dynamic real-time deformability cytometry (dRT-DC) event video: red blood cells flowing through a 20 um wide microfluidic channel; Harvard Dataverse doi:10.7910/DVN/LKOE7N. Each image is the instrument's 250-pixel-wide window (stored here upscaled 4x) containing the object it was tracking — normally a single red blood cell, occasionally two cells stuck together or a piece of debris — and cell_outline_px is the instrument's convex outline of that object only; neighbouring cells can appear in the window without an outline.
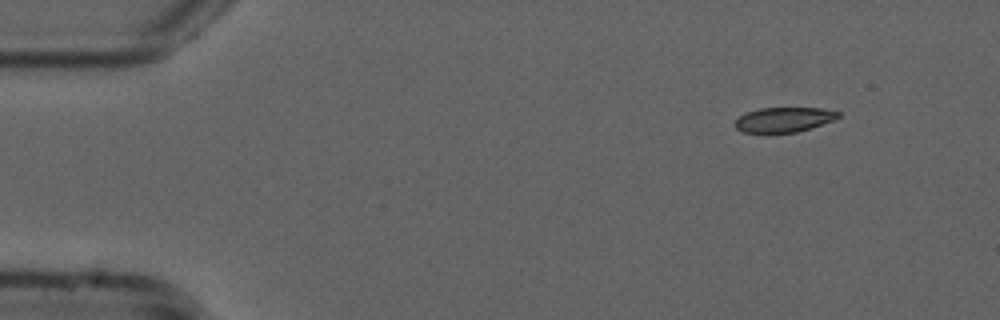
{"species": "common noctule bat (a hibernating species)", "species_latin": "Nyctalus noctula", "temperature_condition": "cold", "stored_images_in_passage": 49, "camera_frame_rate_fps": 3000, "um_per_image_px": 0.085, "animal": {"sex": "male", "forearm_length_mm": 52.5}, "frame": {"image": 1, "passage_image": 1, "time_ms": 0.0, "image_size_px": [1000, 320], "cell_outline_px": [[840, 116], [832, 120], [796, 132], [744, 132], [736, 128], [736, 120], [740, 116], [748, 112], [760, 108], [820, 108], [840, 112]], "centroid_in_image_um": [66.63, 10.15], "position_along_channel_um": 18.4, "area_um2": 14.45}}
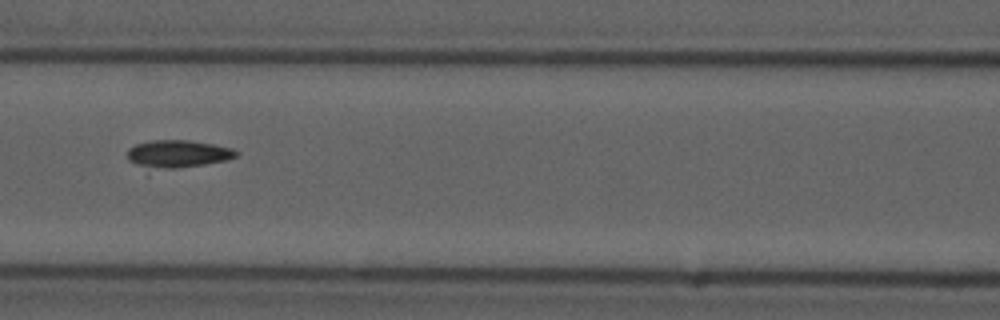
{"frame": {"image": 2, "passage_image": 19, "time_ms": 6.0, "image_size_px": [1000, 320], "cell_outline_px": [[240, 152], [236, 156], [224, 160], [204, 164], [176, 168], [168, 168], [136, 164], [128, 160], [128, 148], [136, 144], [152, 140], [188, 140], [212, 144], [232, 148]], "centroid_in_image_um": [15.13, 13.04], "position_along_channel_um": 151.5, "area_um2": 16.94}}
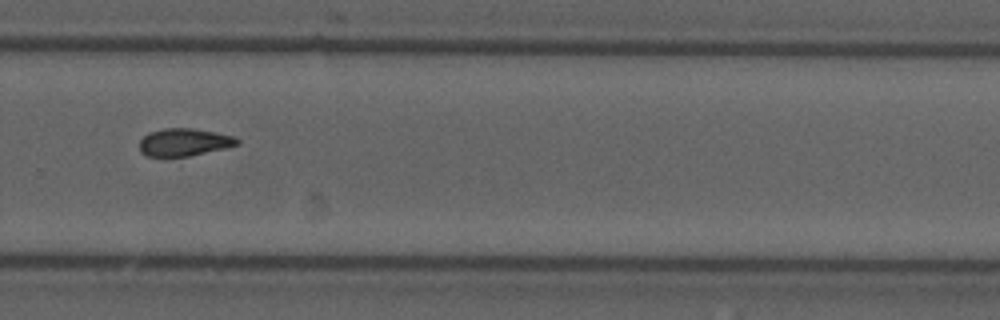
{"frame": {"image": 3, "passage_image": 32, "time_ms": 10.333, "image_size_px": [1000, 320], "cell_outline_px": [[240, 144], [224, 148], [188, 156], [148, 156], [140, 152], [140, 140], [148, 132], [164, 128], [192, 128], [232, 136], [240, 140]], "centroid_in_image_um": [15.62, 12.08], "position_along_channel_um": 314.2, "area_um2": 15.49}}